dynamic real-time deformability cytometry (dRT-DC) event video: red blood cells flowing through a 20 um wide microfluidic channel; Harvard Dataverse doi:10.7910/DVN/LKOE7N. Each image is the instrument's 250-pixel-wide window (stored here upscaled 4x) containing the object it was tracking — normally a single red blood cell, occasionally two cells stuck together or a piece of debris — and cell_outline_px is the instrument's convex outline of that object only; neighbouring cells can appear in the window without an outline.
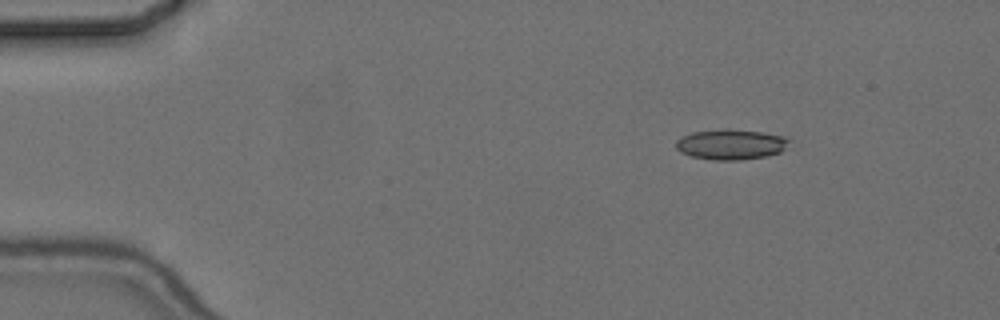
{"species": "common noctule bat (a hibernating species)", "species_latin": "Nyctalus noctula", "temperature_condition": "cold", "stored_images_in_passage": 1, "camera_frame_rate_fps": 3000, "um_per_image_px": 0.085, "animal": {"sex": "female", "body_mass_g": 24.6, "forearm_length_mm": 56.2}, "frame": {"image": 1, "passage_image": 1, "time_ms": 0.0, "image_size_px": [1000, 320], "cell_outline_px": [[792, 140], [780, 152], [768, 156], [740, 160], [712, 160], [692, 156], [680, 152], [676, 148], [676, 140], [680, 136], [692, 132], [724, 128], [728, 128], [760, 132], [784, 136]], "centroid_in_image_um": [62.11, 12.27], "position_along_channel_um": 22.9, "area_um2": 20.23}}